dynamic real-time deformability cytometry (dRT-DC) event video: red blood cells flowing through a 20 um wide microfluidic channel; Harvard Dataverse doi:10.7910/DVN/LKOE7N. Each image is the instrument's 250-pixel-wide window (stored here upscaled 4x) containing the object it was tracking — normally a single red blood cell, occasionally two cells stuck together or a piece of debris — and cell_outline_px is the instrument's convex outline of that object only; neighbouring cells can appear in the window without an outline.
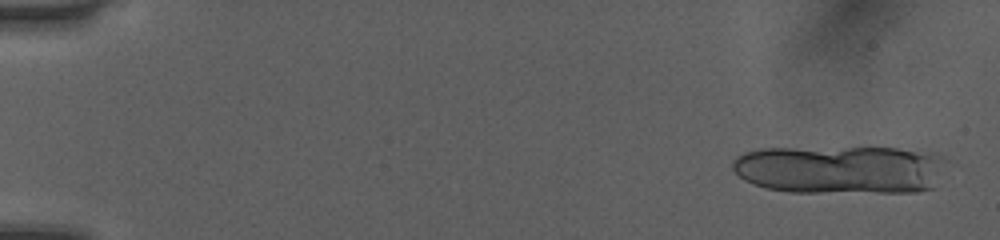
{"species": "human", "species_latin": "Homo sapiens", "temperature_condition": "room temperature", "stored_images_in_passage": 14, "camera_frame_rate_fps": 3000, "um_per_image_px": 0.085, "donor": {"sex": "female"}, "frame": {"image": 1, "passage_image": 2, "time_ms": 0.333, "image_size_px": [1000, 240], "cell_outline_px": [[948, 160], [932, 188], [916, 192], [792, 192], [764, 188], [744, 180], [732, 168], [732, 160], [736, 156], [744, 152], [760, 148], [896, 148], [936, 152]], "centroid_in_image_um": [71.43, 14.4], "position_along_channel_um": 13.6, "area_um2": 61.09}}